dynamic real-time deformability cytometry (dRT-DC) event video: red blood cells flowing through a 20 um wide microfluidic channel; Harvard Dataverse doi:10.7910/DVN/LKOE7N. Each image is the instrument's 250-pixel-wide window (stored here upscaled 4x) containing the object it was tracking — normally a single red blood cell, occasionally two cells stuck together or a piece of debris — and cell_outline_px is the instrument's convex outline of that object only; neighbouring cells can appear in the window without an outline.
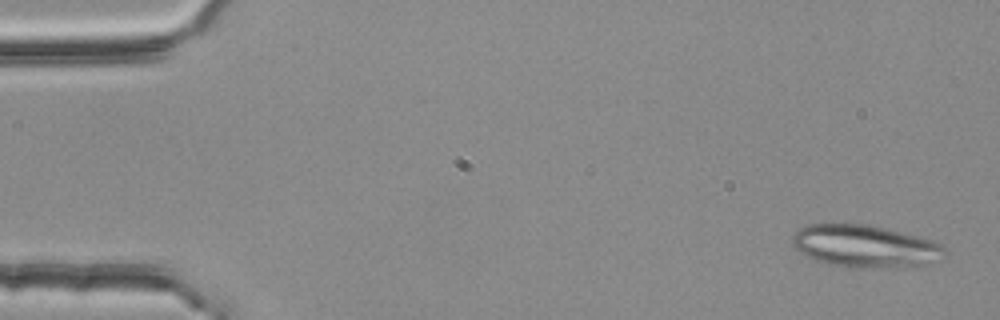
{"species": "common noctule bat (a hibernating species)", "species_latin": "Nyctalus noctula", "temperature_condition": "room temperature", "stored_images_in_passage": 39, "segment_of_instrument_passage": [1, 2], "camera_frame_rate_fps": 3000, "um_per_image_px": 0.085, "animal": {"sex": "female", "body_mass_g": 25.1}, "frame": {"image": 1, "passage_image": 2, "time_ms": 0.333, "image_size_px": [1000, 320], "cell_outline_px": [[944, 248], [924, 264], [848, 268], [816, 260], [800, 252], [792, 244], [792, 236], [800, 228], [808, 224], [864, 224], [884, 228], [932, 240], [940, 244]], "centroid_in_image_um": [73.35, 20.89], "position_along_channel_um": 11.6, "area_um2": 36.01}}